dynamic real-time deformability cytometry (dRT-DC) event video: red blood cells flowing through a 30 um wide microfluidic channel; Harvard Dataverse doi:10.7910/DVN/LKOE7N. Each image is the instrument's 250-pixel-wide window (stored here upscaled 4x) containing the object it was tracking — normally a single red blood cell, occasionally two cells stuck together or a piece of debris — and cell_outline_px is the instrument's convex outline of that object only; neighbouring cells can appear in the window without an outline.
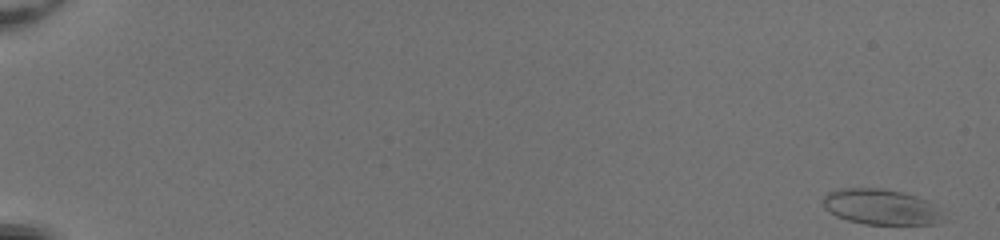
{"species": "common noctule bat (a hibernating species)", "species_latin": "Nyctalus noctula", "temperature_condition": "room temperature", "stored_images_in_passage": 53, "camera_frame_rate_fps": 3000, "um_per_image_px": 0.085, "animal": {"sex": "female", "body_mass_g": 20.0, "forearm_length_mm": 54.0}, "frame": {"image": 1, "passage_image": 1, "time_ms": 0.0, "image_size_px": [1000, 240], "cell_outline_px": [[936, 224], [864, 224], [848, 220], [836, 216], [824, 208], [824, 196], [828, 192], [844, 188], [884, 188], [904, 192], [928, 200], [936, 212]], "centroid_in_image_um": [74.75, 17.56], "position_along_channel_um": 10.2, "area_um2": 24.22}}
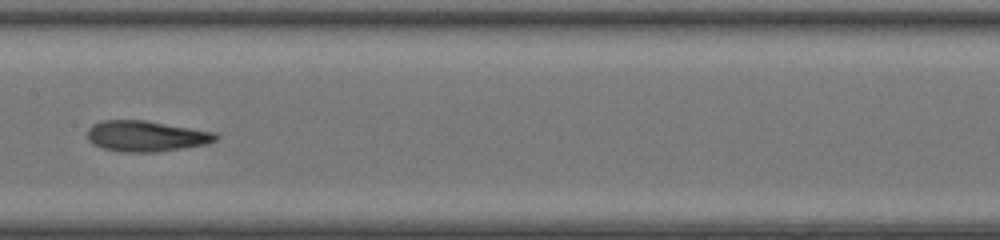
{"frame": {"image": 2, "passage_image": 30, "time_ms": 9.667, "image_size_px": [1000, 240], "cell_outline_px": [[220, 136], [216, 140], [208, 144], [184, 148], [156, 152], [120, 152], [104, 148], [92, 144], [88, 140], [88, 128], [92, 124], [104, 120], [144, 120], [216, 132]], "centroid_in_image_um": [12.44, 11.57], "position_along_channel_um": 195.0, "area_um2": 23.18}}
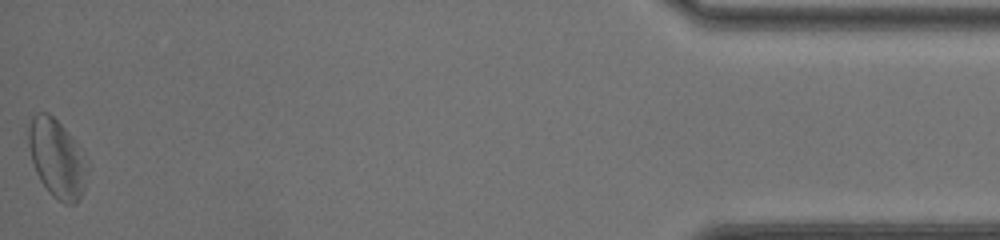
{"frame": {"image": 3, "passage_image": 53, "time_ms": 17.333, "image_size_px": [1000, 240], "cell_outline_px": [[88, 168], [84, 188], [80, 200], [76, 204], [64, 204], [52, 196], [48, 192], [40, 180], [36, 172], [32, 160], [28, 144], [28, 124], [32, 116], [36, 112], [48, 112], [72, 136]], "centroid_in_image_um": [4.81, 13.49], "position_along_channel_um": 430.4, "area_um2": 26.7}, "authors_computed_cell_mechanics": {"area_um2": 24.1026, "velocity_mm_per_s": 4.0738, "shape_relaxation_time_tau1_ms": 4.9162, "shape_relaxation_time_tau2_ms": 3.1638, "deformation_change_tau1": 0.1489, "deformation_change_tau2": 0.1361}}